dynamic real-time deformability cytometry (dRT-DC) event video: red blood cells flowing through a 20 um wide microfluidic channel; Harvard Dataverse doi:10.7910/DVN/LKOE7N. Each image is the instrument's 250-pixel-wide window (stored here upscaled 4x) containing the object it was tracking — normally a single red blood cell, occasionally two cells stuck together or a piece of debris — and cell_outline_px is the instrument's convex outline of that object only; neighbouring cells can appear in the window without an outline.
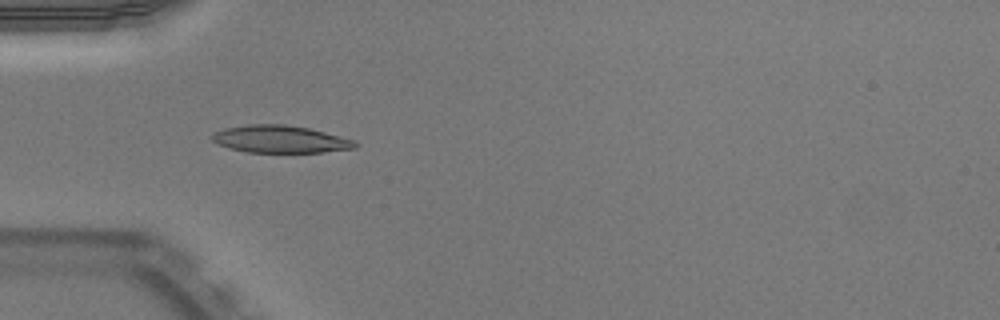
{"species": "Egyptian fruit bat (a non-hibernating species)", "species_latin": "Rousettus aegyptiacus", "temperature_condition": "warm", "stored_images_in_passage": 36, "camera_frame_rate_fps": 3000, "um_per_image_px": 0.085, "animal": {"sex": "male"}, "frame": {"image": 1, "passage_image": 1, "time_ms": 0.0, "image_size_px": [1000, 320], "cell_outline_px": [[356, 148], [320, 152], [248, 152], [228, 148], [216, 144], [212, 140], [212, 136], [216, 132], [224, 128], [248, 124], [284, 124], [308, 128], [324, 132], [352, 140], [356, 144]], "centroid_in_image_um": [23.75, 11.83], "position_along_channel_um": 61.2, "area_um2": 22.54}}
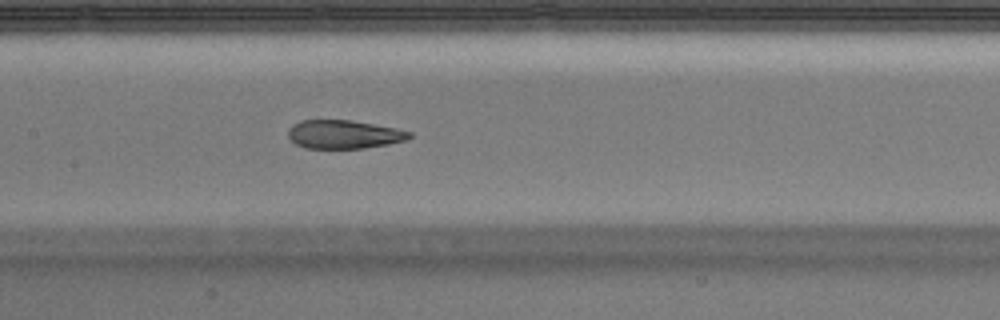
{"frame": {"image": 2, "passage_image": 10, "time_ms": 3.0, "image_size_px": [1000, 320], "cell_outline_px": [[412, 136], [408, 140], [388, 144], [364, 148], [304, 148], [296, 144], [288, 136], [288, 128], [292, 124], [300, 120], [352, 120], [396, 128], [412, 132]], "centroid_in_image_um": [29.23, 11.41], "position_along_channel_um": 178.2, "area_um2": 20.29}}
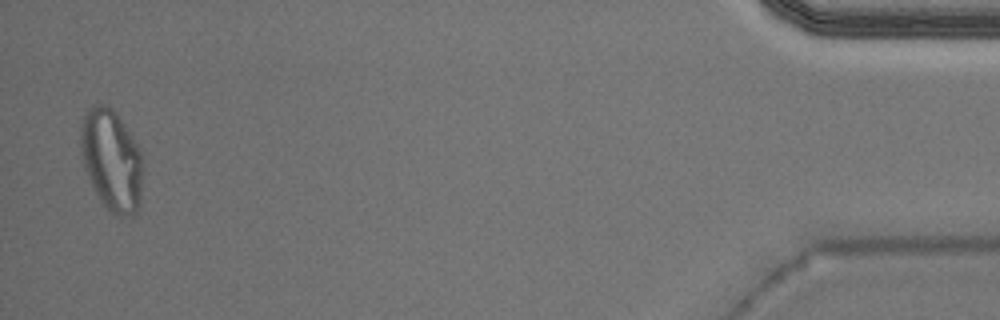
{"frame": {"image": 3, "passage_image": 35, "time_ms": 11.333, "image_size_px": [1000, 320], "cell_outline_px": [[144, 160], [140, 204], [136, 212], [132, 216], [120, 216], [108, 212], [100, 200], [84, 168], [80, 148], [80, 128], [84, 116], [88, 108], [96, 104], [104, 104], [112, 108], [132, 136], [140, 148]], "centroid_in_image_um": [9.5, 13.63], "position_along_channel_um": 425.7, "area_um2": 37.17}, "authors_computed_cell_mechanics": {"area_um2": 22.3686, "velocity_mm_per_s": 3.9665, "shape_relaxation_time_tau1_ms": null, "shape_relaxation_time_tau2_ms": 1.3882, "deformation_change_tau1": null, "deformation_change_tau2": 0.0696}}